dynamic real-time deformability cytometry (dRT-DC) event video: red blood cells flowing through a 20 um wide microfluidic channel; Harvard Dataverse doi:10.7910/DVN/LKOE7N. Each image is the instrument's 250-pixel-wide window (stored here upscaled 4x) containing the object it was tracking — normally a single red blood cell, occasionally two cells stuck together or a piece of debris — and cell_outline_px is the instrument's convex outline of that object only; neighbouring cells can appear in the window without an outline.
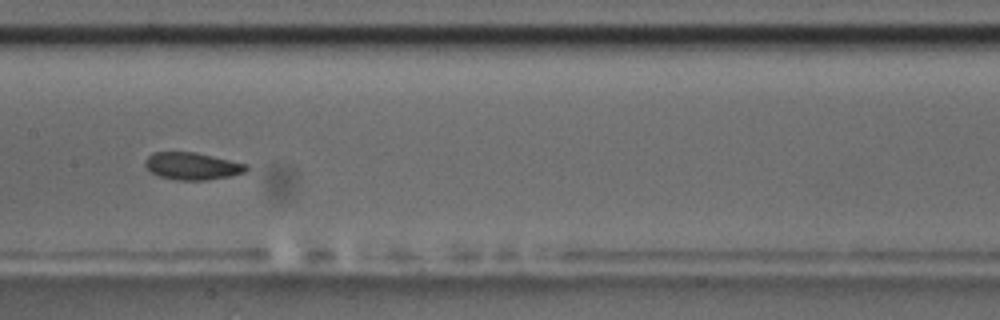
{"species": "common noctule bat (a hibernating species)", "species_latin": "Nyctalus noctula", "temperature_condition": "room temperature", "stored_images_in_passage": 23, "camera_frame_rate_fps": 3000, "um_per_image_px": 0.085, "animal": {"sex": "male", "body_mass_g": 17.5, "forearm_length_mm": 52.3}, "frame": {"image": 1, "passage_image": 14, "time_ms": 4.333, "image_size_px": [1000, 320], "cell_outline_px": [[248, 168], [244, 172], [232, 176], [208, 180], [176, 180], [160, 176], [152, 172], [144, 164], [144, 160], [152, 152], [196, 152], [248, 164]], "centroid_in_image_um": [16.35, 14.11], "position_along_channel_um": 191.0, "area_um2": 16.13}}
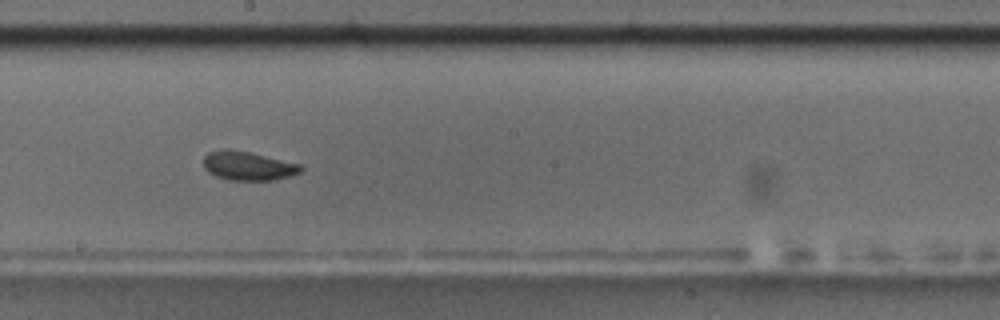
{"frame": {"image": 2, "passage_image": 17, "time_ms": 5.333, "image_size_px": [1000, 320], "cell_outline_px": [[304, 168], [300, 172], [276, 180], [228, 180], [216, 176], [208, 172], [204, 168], [204, 156], [208, 152], [220, 148], [228, 148], [248, 152], [300, 164]], "centroid_in_image_um": [21.04, 14.09], "position_along_channel_um": 227.2, "area_um2": 16.42}}